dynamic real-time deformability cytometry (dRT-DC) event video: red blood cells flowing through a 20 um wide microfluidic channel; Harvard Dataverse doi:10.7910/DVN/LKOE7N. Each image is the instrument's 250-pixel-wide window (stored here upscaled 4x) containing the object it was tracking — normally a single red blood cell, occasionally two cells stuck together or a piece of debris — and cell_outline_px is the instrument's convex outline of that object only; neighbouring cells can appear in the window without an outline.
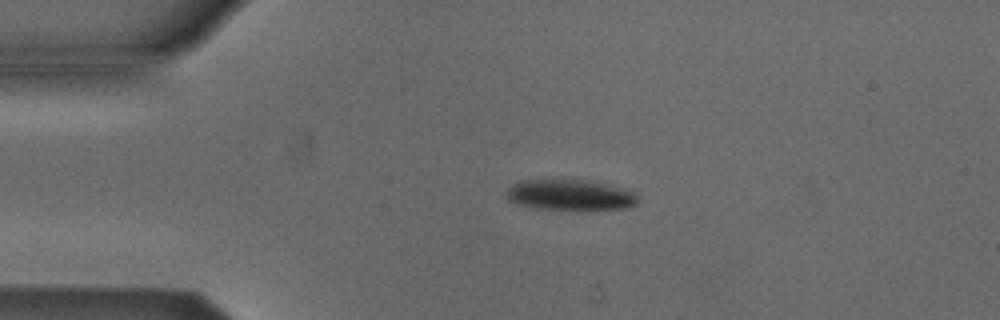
{"species": "Egyptian fruit bat (a non-hibernating species)", "species_latin": "Rousettus aegyptiacus", "temperature_condition": "cold", "stored_images_in_passage": 4, "camera_frame_rate_fps": 3000, "um_per_image_px": 0.085, "animal": {"sex": "male"}, "frame": {"image": 1, "passage_image": 3, "time_ms": 2.333, "image_size_px": [1000, 320], "cell_outline_px": [[640, 200], [636, 204], [628, 208], [536, 208], [516, 204], [508, 200], [504, 192], [512, 184], [520, 180], [588, 180], [628, 188]], "centroid_in_image_um": [48.44, 16.54], "position_along_channel_um": 36.6, "area_um2": 23.29}}